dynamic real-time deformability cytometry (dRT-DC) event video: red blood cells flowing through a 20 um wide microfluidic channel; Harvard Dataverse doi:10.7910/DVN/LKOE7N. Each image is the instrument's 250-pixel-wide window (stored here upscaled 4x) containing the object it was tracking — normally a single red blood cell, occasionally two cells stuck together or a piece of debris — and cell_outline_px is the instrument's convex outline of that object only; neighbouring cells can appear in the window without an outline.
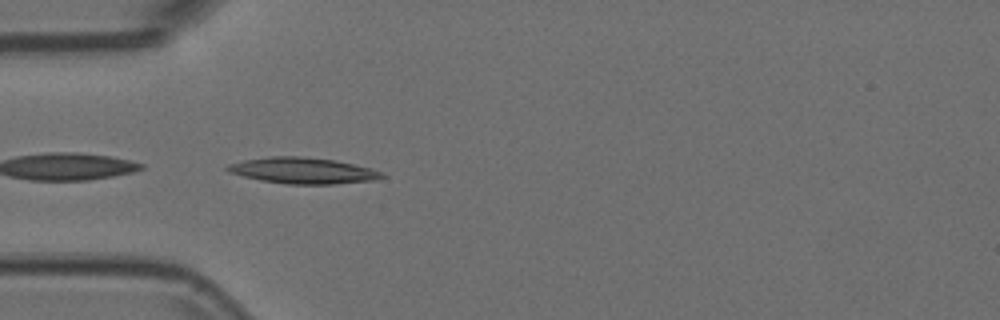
{"species": "Egyptian fruit bat (a non-hibernating species)", "species_latin": "Rousettus aegyptiacus", "temperature_condition": "room temperature", "stored_images_in_passage": 39, "camera_frame_rate_fps": 3000, "um_per_image_px": 0.085, "animal": {"sex": "female"}, "frame": {"image": 1, "passage_image": 1, "time_ms": 0.0, "image_size_px": [1000, 320], "cell_outline_px": [[388, 176], [376, 180], [336, 184], [288, 184], [260, 180], [228, 172], [224, 168], [228, 164], [244, 160], [272, 156], [300, 156], [332, 160], [372, 168], [384, 172]], "centroid_in_image_um": [25.78, 14.51], "position_along_channel_um": 59.2, "area_um2": 23.52}}
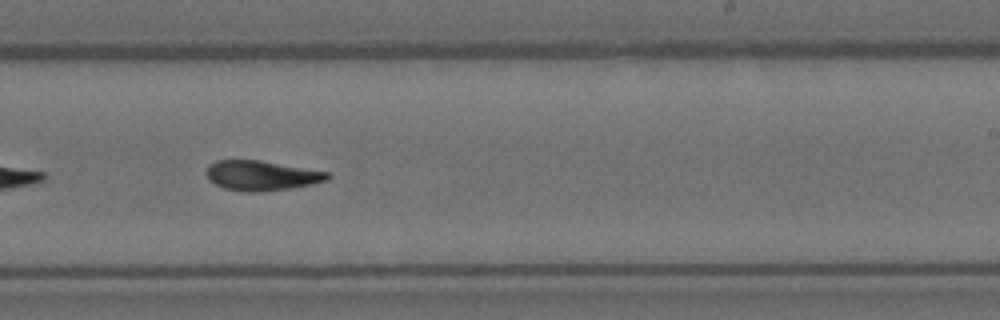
{"frame": {"image": 2, "passage_image": 18, "time_ms": 5.667, "image_size_px": [1000, 320], "cell_outline_px": [[332, 176], [328, 180], [312, 184], [292, 188], [256, 192], [244, 192], [224, 188], [208, 180], [208, 164], [216, 160], [260, 160], [328, 172]], "centroid_in_image_um": [22.24, 14.92], "position_along_channel_um": 266.8, "area_um2": 21.04}}
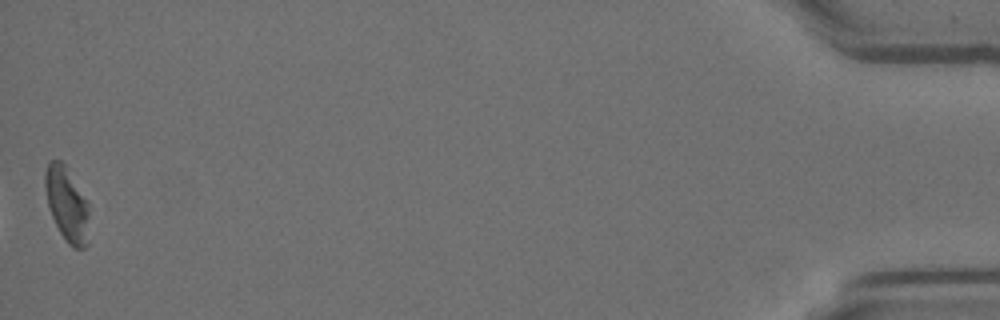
{"frame": {"image": 3, "passage_image": 39, "time_ms": 12.667, "image_size_px": [1000, 320], "cell_outline_px": [[88, 244], [84, 248], [72, 248], [68, 244], [60, 232], [48, 208], [44, 188], [44, 172], [48, 160], [60, 160], [64, 164], [88, 200]], "centroid_in_image_um": [5.67, 17.34], "position_along_channel_um": 429.5, "area_um2": 19.36}}